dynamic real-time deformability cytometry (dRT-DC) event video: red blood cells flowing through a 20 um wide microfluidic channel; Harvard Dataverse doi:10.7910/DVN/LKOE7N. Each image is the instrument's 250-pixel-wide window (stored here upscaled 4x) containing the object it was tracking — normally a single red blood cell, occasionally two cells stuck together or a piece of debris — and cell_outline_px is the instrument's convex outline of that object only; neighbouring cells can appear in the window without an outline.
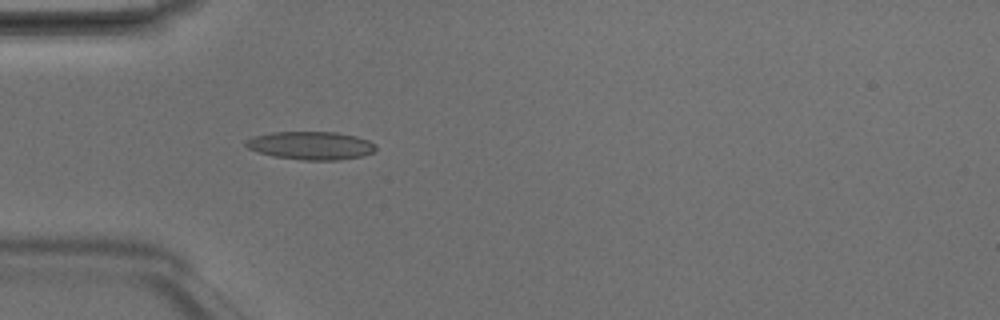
{"species": "Egyptian fruit bat (a non-hibernating species)", "species_latin": "Rousettus aegyptiacus", "temperature_condition": "room temperature", "stored_images_in_passage": 4, "camera_frame_rate_fps": 3000, "um_per_image_px": 0.085, "animal": {"sex": "male"}, "frame": {"image": 1, "passage_image": 4, "time_ms": 1.0, "image_size_px": [1000, 320], "cell_outline_px": [[376, 148], [372, 152], [364, 156], [336, 160], [304, 160], [276, 156], [260, 152], [248, 148], [244, 144], [252, 136], [272, 132], [336, 132], [356, 136], [368, 140], [376, 144]], "centroid_in_image_um": [26.46, 12.36], "position_along_channel_um": 58.5, "area_um2": 21.15}}